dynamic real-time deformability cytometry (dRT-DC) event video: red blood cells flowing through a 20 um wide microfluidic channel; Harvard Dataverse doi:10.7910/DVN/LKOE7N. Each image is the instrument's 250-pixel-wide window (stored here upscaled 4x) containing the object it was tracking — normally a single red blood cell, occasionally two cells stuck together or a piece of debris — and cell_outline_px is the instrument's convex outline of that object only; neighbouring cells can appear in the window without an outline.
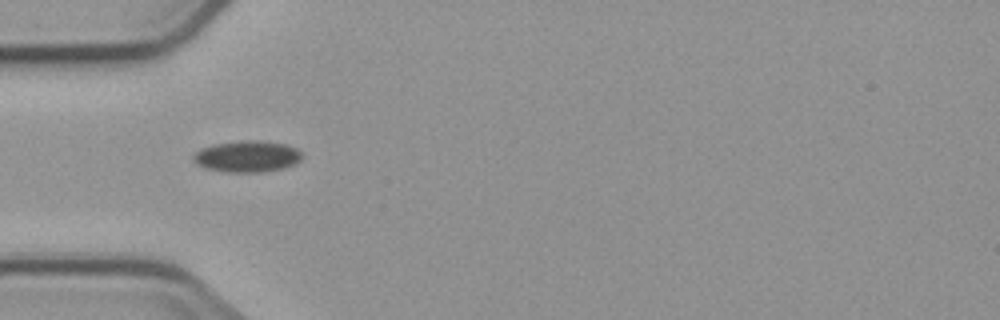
{"species": "common noctule bat (a hibernating species)", "species_latin": "Nyctalus noctula", "temperature_condition": "cold", "stored_images_in_passage": 3, "camera_frame_rate_fps": 3000, "um_per_image_px": 0.085, "animal": {"sex": "male", "body_mass_g": 23.1, "forearm_length_mm": 52.7}, "frame": {"image": 1, "passage_image": 2, "time_ms": 1.333, "image_size_px": [1000, 320], "cell_outline_px": [[304, 156], [296, 164], [284, 168], [260, 172], [228, 172], [204, 168], [196, 164], [192, 160], [192, 156], [200, 148], [212, 144], [248, 140], [260, 140], [288, 144], [296, 148]], "centroid_in_image_um": [21.01, 13.29], "position_along_channel_um": 64.0, "area_um2": 20.17}}
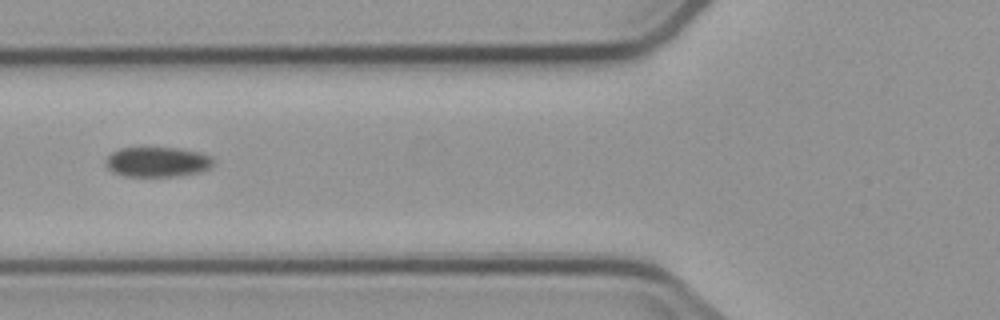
{"frame": {"image": 2, "passage_image": 3, "time_ms": 2.667, "image_size_px": [1000, 320], "cell_outline_px": [[212, 164], [208, 168], [200, 172], [176, 176], [124, 176], [112, 172], [104, 164], [104, 160], [112, 152], [120, 148], [176, 148], [200, 152], [212, 156]], "centroid_in_image_um": [13.34, 13.76], "position_along_channel_um": 112.5, "area_um2": 18.79}}